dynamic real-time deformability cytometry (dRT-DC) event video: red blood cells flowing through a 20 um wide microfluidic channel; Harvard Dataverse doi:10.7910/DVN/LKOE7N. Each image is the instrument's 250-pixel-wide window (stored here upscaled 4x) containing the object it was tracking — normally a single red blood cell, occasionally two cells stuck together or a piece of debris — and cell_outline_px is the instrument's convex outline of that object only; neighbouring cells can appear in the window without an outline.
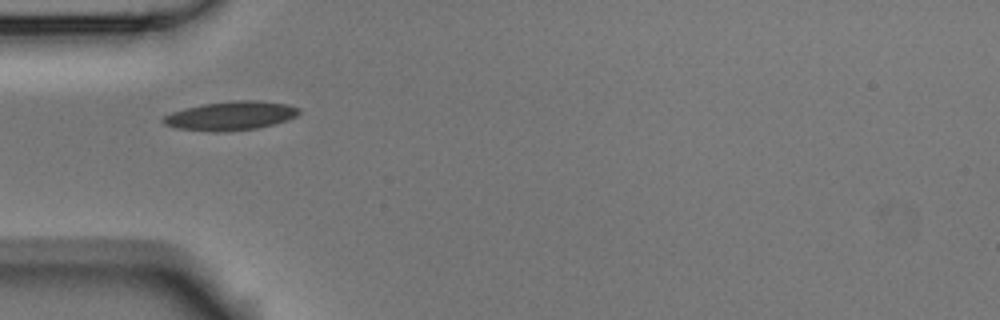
{"species": "Egyptian fruit bat (a non-hibernating species)", "species_latin": "Rousettus aegyptiacus", "temperature_condition": "room temperature", "stored_images_in_passage": 5, "camera_frame_rate_fps": 3000, "um_per_image_px": 0.085, "animal": {"sex": "male"}, "frame": {"image": 1, "passage_image": 3, "time_ms": 0.667, "image_size_px": [1000, 320], "cell_outline_px": [[300, 112], [296, 116], [288, 120], [256, 128], [220, 132], [208, 132], [176, 128], [164, 124], [160, 120], [164, 116], [172, 112], [184, 108], [204, 104], [232, 100], [260, 100], [288, 104], [300, 108]], "centroid_in_image_um": [19.6, 9.84], "position_along_channel_um": 65.4, "area_um2": 23.0}}
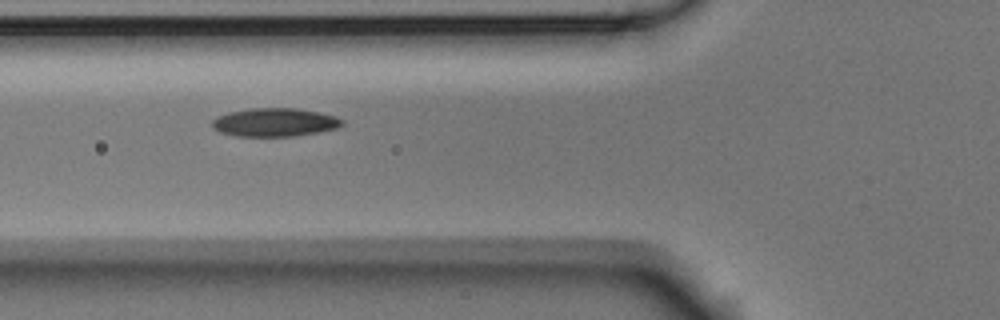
{"frame": {"image": 2, "passage_image": 4, "time_ms": 1.0, "image_size_px": [1000, 320], "cell_outline_px": [[344, 124], [336, 128], [296, 136], [232, 136], [220, 132], [212, 128], [212, 120], [216, 116], [228, 112], [252, 108], [296, 108], [320, 112], [336, 116], [344, 120]], "centroid_in_image_um": [23.33, 10.39], "position_along_channel_um": 102.5, "area_um2": 21.68}}
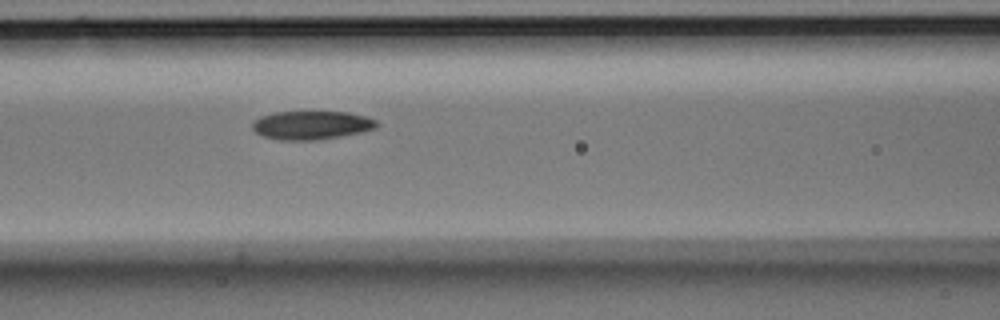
{"frame": {"image": 3, "passage_image": 5, "time_ms": 1.333, "image_size_px": [1000, 320], "cell_outline_px": [[380, 124], [376, 128], [360, 132], [320, 140], [280, 140], [264, 136], [256, 132], [252, 128], [252, 120], [260, 116], [276, 112], [348, 112], [364, 116], [376, 120]], "centroid_in_image_um": [26.46, 10.64], "position_along_channel_um": 140.1, "area_um2": 20.69}}